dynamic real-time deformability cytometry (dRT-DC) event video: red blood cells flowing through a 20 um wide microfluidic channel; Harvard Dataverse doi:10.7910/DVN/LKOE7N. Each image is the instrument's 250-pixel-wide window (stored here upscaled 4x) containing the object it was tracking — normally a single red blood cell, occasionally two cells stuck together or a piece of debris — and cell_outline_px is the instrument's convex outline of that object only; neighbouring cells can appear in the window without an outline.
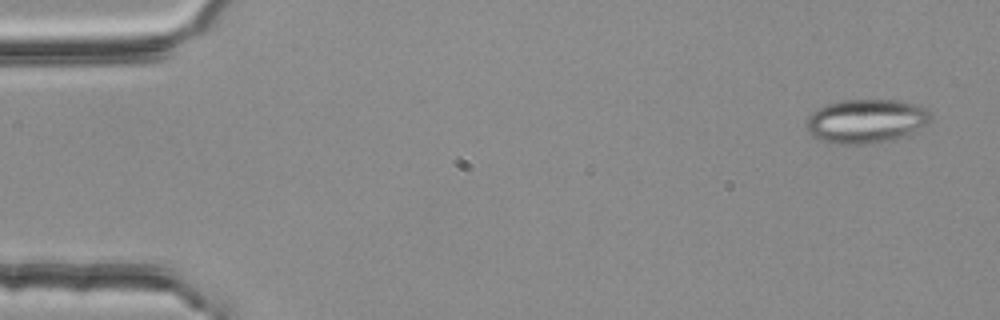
{"species": "common noctule bat (a hibernating species)", "species_latin": "Nyctalus noctula", "temperature_condition": "room temperature", "stored_images_in_passage": 3, "camera_frame_rate_fps": 3000, "um_per_image_px": 0.085, "animal": {"sex": "female", "body_mass_g": 25.1}, "frame": {"image": 1, "passage_image": 1, "time_ms": 0.0, "image_size_px": [1000, 320], "cell_outline_px": [[932, 116], [924, 124], [908, 132], [888, 140], [876, 144], [836, 144], [820, 140], [812, 136], [808, 132], [804, 124], [808, 116], [812, 112], [828, 104], [840, 100], [900, 100], [916, 104], [928, 108]], "centroid_in_image_um": [73.54, 10.28], "position_along_channel_um": 11.5, "area_um2": 31.62}}